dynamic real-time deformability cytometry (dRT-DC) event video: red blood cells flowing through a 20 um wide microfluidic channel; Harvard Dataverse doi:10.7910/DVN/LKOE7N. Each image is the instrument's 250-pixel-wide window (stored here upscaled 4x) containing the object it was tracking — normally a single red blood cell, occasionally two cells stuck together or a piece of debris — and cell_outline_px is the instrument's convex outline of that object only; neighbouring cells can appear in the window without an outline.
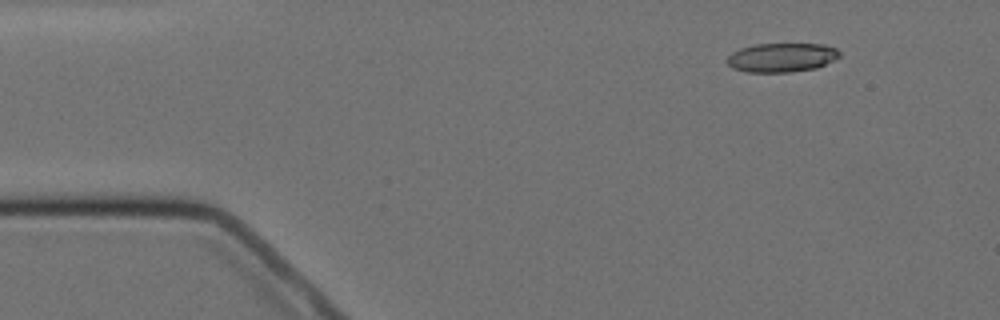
{"species": "Egyptian fruit bat (a non-hibernating species)", "species_latin": "Rousettus aegyptiacus", "temperature_condition": "cold", "stored_images_in_passage": 5, "camera_frame_rate_fps": 3000, "um_per_image_px": 0.085, "animal": {"sex": "female"}, "frame": {"image": 1, "passage_image": 2, "time_ms": 1.333, "image_size_px": [1000, 320], "cell_outline_px": [[840, 56], [816, 68], [792, 72], [748, 72], [732, 68], [728, 64], [728, 56], [732, 52], [740, 48], [756, 44], [824, 44], [836, 48], [840, 52]], "centroid_in_image_um": [66.44, 4.88], "position_along_channel_um": 18.6, "area_um2": 18.96}}
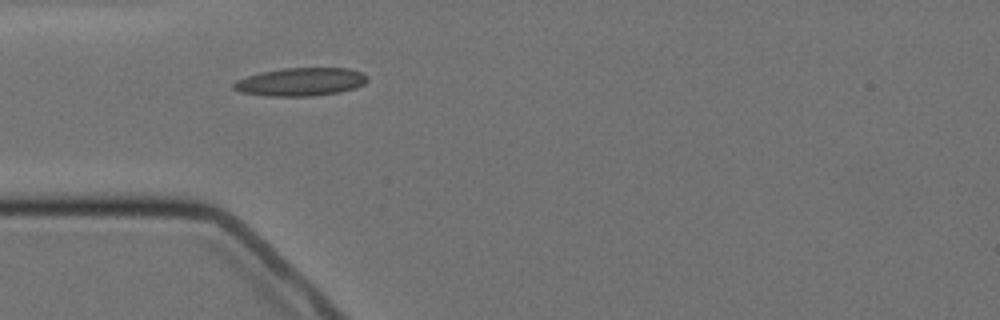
{"frame": {"image": 2, "passage_image": 5, "time_ms": 4.667, "image_size_px": [1000, 320], "cell_outline_px": [[368, 80], [364, 84], [356, 88], [340, 92], [312, 96], [268, 96], [240, 92], [232, 88], [232, 84], [236, 80], [260, 72], [284, 68], [348, 68], [360, 72], [368, 76]], "centroid_in_image_um": [25.56, 6.96], "position_along_channel_um": 59.4, "area_um2": 22.02}}